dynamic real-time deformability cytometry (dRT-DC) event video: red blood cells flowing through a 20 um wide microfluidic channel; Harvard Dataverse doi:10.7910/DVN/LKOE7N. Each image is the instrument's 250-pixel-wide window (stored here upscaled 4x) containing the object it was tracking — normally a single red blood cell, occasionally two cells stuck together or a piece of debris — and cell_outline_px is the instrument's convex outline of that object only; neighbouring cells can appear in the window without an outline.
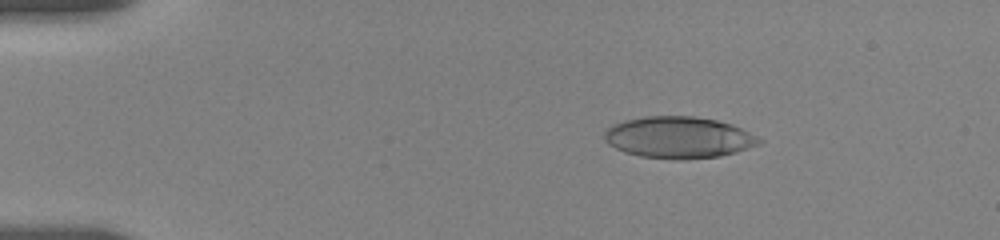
{"species": "human", "species_latin": "Homo sapiens", "temperature_condition": "room temperature", "stored_images_in_passage": 35, "camera_frame_rate_fps": 3000, "um_per_image_px": 0.085, "donor": {"sex": "female"}, "frame": {"image": 1, "passage_image": 5, "time_ms": 2.333, "image_size_px": [1000, 240], "cell_outline_px": [[764, 140], [760, 144], [736, 152], [720, 156], [684, 160], [676, 160], [640, 156], [624, 152], [608, 144], [604, 140], [604, 132], [612, 124], [624, 120], [644, 116], [696, 116], [716, 120], [732, 124]], "centroid_in_image_um": [57.67, 11.68], "position_along_channel_um": 27.3, "area_um2": 37.74}}
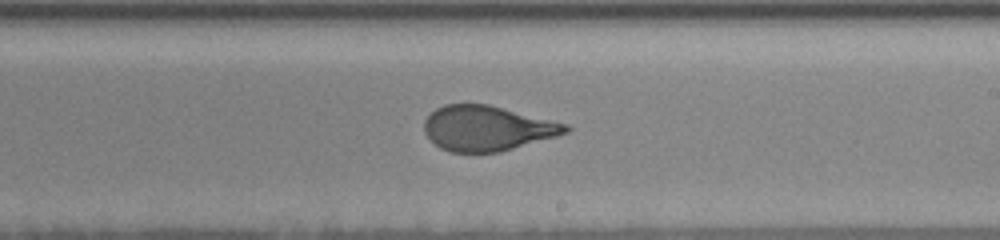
{"frame": {"image": 2, "passage_image": 20, "time_ms": 10.333, "image_size_px": [1000, 240], "cell_outline_px": [[572, 128], [568, 132], [556, 136], [500, 152], [452, 152], [440, 148], [424, 132], [424, 120], [436, 108], [444, 104], [488, 104], [568, 124]], "centroid_in_image_um": [41.41, 10.9], "position_along_channel_um": 247.6, "area_um2": 36.93}}
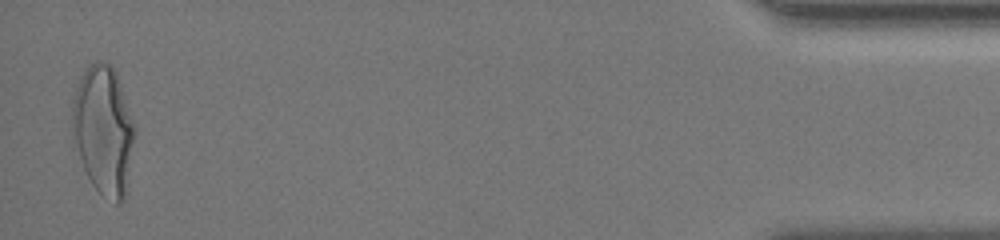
{"frame": {"image": 3, "passage_image": 33, "time_ms": 17.333, "image_size_px": [1000, 240], "cell_outline_px": [[136, 128], [124, 200], [120, 204], [116, 204], [100, 192], [92, 184], [84, 168], [72, 132], [72, 104], [76, 88], [80, 76], [88, 64], [112, 64], [116, 72]], "centroid_in_image_um": [8.8, 11.05], "position_along_channel_um": 426.4, "area_um2": 46.18}, "authors_computed_cell_mechanics": {"area_um2": 38.6104, "velocity_mm_per_s": 3.6647, "shape_relaxation_time_tau1_ms": 5.5524, "shape_relaxation_time_tau2_ms": null, "deformation_change_tau1": 0.2006, "deformation_change_tau2": null}}